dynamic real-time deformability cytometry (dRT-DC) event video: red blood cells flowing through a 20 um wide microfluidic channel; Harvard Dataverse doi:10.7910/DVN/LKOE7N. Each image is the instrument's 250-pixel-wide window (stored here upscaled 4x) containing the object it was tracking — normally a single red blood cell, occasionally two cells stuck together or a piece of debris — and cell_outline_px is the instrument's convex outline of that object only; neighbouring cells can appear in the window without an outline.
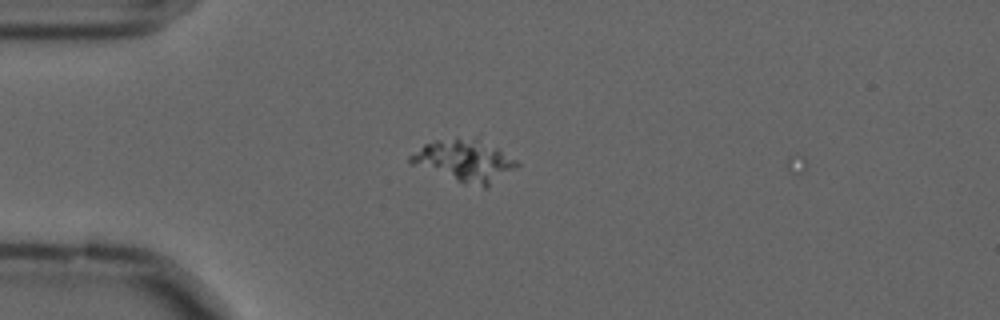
{"species": "common noctule bat (a hibernating species)", "species_latin": "Nyctalus noctula", "temperature_condition": "cold", "stored_images_in_passage": 9, "camera_frame_rate_fps": 3000, "um_per_image_px": 0.085, "animal": {"sex": "male", "forearm_length_mm": 52.5}, "frame": {"image": 1, "passage_image": 8, "time_ms": 2.333, "image_size_px": [1000, 320], "cell_outline_px": [[520, 164], [516, 168], [488, 188], [484, 188], [464, 184], [412, 164], [408, 160], [408, 156], [424, 144], [436, 140], [476, 136], [516, 160]], "centroid_in_image_um": [39.5, 13.67], "position_along_channel_um": 45.5, "area_um2": 26.18}}